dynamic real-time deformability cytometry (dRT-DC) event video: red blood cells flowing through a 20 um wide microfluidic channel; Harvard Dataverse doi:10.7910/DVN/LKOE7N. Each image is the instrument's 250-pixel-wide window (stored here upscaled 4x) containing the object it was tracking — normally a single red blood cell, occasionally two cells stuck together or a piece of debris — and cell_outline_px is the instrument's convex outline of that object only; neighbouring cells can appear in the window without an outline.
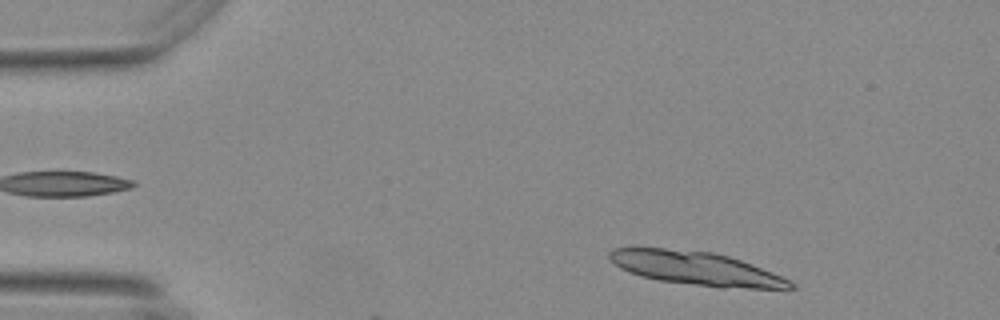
{"species": "Egyptian fruit bat (a non-hibernating species)", "species_latin": "Rousettus aegyptiacus", "temperature_condition": "warm", "stored_images_in_passage": 6, "camera_frame_rate_fps": 3000, "um_per_image_px": 0.085, "animal": {"sex": "female"}, "frame": {"image": 1, "passage_image": 3, "time_ms": 0.667, "image_size_px": [1000, 320], "cell_outline_px": [[796, 288], [720, 288], [656, 280], [640, 276], [628, 272], [620, 268], [608, 256], [608, 252], [616, 248], [636, 244], [712, 252], [728, 256], [740, 260], [772, 272], [792, 280], [796, 284]], "centroid_in_image_um": [59.07, 22.78], "position_along_channel_um": 25.9, "area_um2": 36.24}}